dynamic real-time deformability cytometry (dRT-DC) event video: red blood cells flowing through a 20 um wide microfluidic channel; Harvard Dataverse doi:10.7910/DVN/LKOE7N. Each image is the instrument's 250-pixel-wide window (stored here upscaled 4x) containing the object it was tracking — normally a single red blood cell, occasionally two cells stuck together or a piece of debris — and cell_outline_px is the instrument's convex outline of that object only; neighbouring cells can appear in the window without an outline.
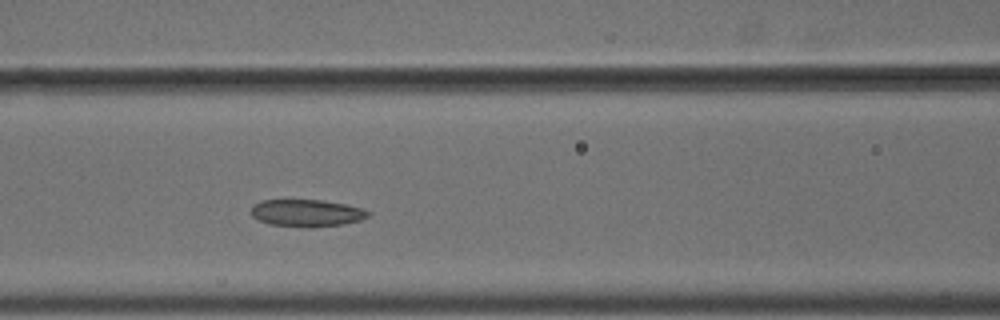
{"species": "common noctule bat (a hibernating species)", "species_latin": "Nyctalus noctula", "temperature_condition": "cold", "stored_images_in_passage": 4, "camera_frame_rate_fps": 3000, "um_per_image_px": 0.085, "animal": {"sex": "male", "body_mass_g": 18.8}, "frame": {"image": 1, "passage_image": 4, "time_ms": 1.0, "image_size_px": [1000, 320], "cell_outline_px": [[372, 212], [368, 216], [360, 220], [344, 224], [312, 228], [308, 228], [268, 224], [256, 220], [252, 216], [252, 208], [260, 200], [324, 200], [348, 204], [364, 208]], "centroid_in_image_um": [26.11, 18.11], "position_along_channel_um": 140.5, "area_um2": 18.9}}